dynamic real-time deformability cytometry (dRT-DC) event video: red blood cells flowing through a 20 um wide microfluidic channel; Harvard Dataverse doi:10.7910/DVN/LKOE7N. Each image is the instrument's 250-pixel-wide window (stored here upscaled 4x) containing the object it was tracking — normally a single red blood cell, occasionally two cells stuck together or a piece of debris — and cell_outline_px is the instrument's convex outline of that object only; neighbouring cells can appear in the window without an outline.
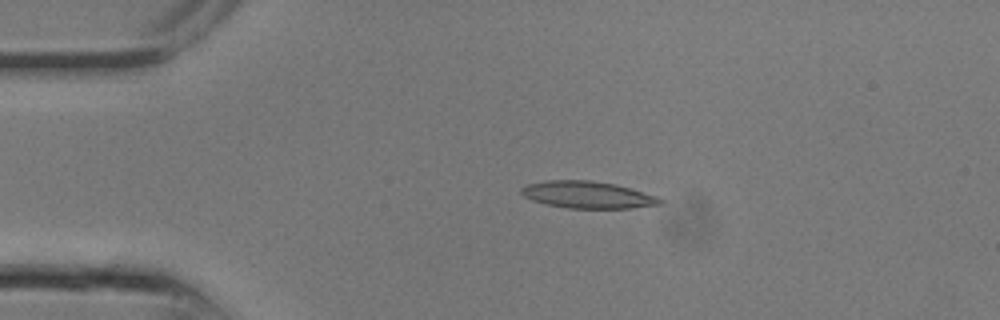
{"species": "common noctule bat (a hibernating species)", "species_latin": "Nyctalus noctula", "temperature_condition": "room temperature", "stored_images_in_passage": 18, "camera_frame_rate_fps": 3000, "um_per_image_px": 0.085, "animal": {"sex": "male", "body_mass_g": 13.3}, "frame": {"image": 1, "passage_image": 5, "time_ms": 1.333, "image_size_px": [1000, 320], "cell_outline_px": [[664, 204], [628, 208], [568, 208], [548, 204], [532, 200], [524, 196], [520, 192], [520, 188], [528, 184], [544, 180], [592, 180], [616, 184], [656, 196], [664, 200]], "centroid_in_image_um": [49.95, 16.55], "position_along_channel_um": 35.1, "area_um2": 21.79}}
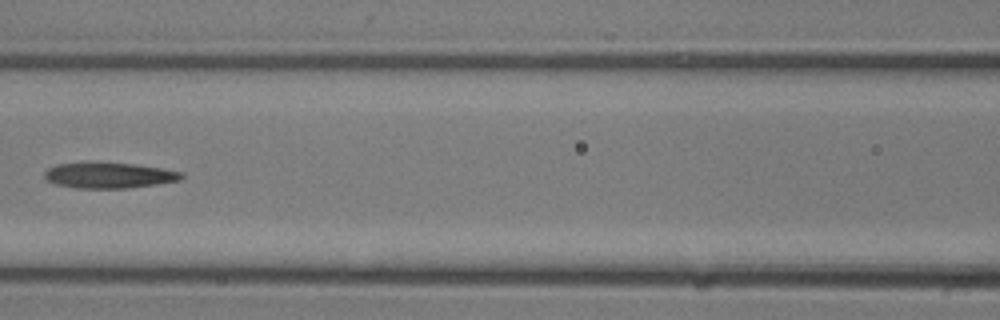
{"frame": {"image": 2, "passage_image": 11, "time_ms": 3.333, "image_size_px": [1000, 320], "cell_outline_px": [[184, 176], [180, 180], [156, 184], [124, 188], [76, 188], [56, 184], [48, 180], [44, 176], [44, 172], [48, 168], [56, 164], [88, 160], [132, 164], [160, 168], [184, 172]], "centroid_in_image_um": [9.21, 14.87], "position_along_channel_um": 157.4, "area_um2": 20.92}}
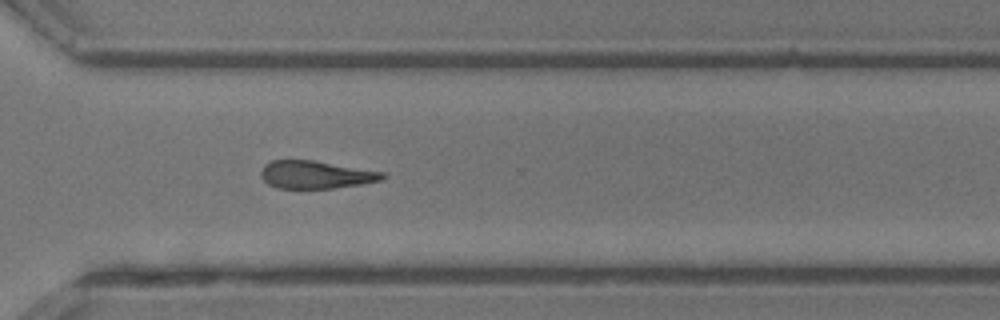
{"frame": {"image": 3, "passage_image": 18, "time_ms": 5.667, "image_size_px": [1000, 320], "cell_outline_px": [[388, 176], [380, 180], [360, 184], [332, 188], [276, 188], [268, 184], [260, 176], [260, 172], [264, 164], [272, 160], [312, 160], [384, 172]], "centroid_in_image_um": [26.81, 14.84], "position_along_channel_um": 343.8, "area_um2": 19.59}}